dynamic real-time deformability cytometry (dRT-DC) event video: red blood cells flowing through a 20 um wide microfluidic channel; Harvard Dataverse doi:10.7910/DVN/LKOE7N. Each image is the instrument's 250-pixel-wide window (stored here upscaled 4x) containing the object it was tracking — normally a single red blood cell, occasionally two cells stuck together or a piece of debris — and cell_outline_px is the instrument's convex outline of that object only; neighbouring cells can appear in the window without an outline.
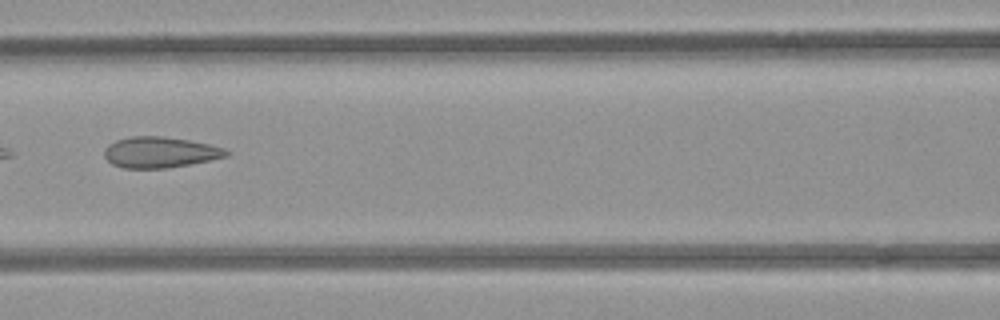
{"species": "common noctule bat (a hibernating species)", "species_latin": "Nyctalus noctula", "temperature_condition": "room temperature", "stored_images_in_passage": 17, "camera_frame_rate_fps": 3000, "um_per_image_px": 0.085, "animal": {"sex": "female", "body_mass_g": 21.9}, "frame": {"image": 1, "passage_image": 15, "time_ms": 4.667, "image_size_px": [1000, 320], "cell_outline_px": [[232, 152], [228, 156], [188, 164], [164, 168], [124, 168], [112, 164], [104, 156], [104, 148], [108, 144], [116, 140], [132, 136], [160, 136], [188, 140], [208, 144], [224, 148]], "centroid_in_image_um": [13.58, 12.94], "position_along_channel_um": 153.0, "area_um2": 21.79}}